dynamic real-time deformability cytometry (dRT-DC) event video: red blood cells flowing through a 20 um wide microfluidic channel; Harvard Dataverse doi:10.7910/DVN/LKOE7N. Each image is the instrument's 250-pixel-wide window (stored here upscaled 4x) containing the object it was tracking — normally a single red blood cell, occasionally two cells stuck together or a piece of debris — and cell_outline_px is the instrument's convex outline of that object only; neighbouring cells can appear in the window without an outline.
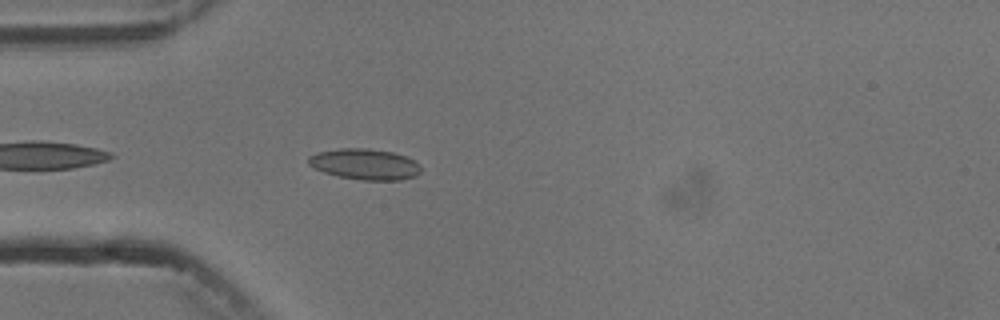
{"species": "common noctule bat (a hibernating species)", "species_latin": "Nyctalus noctula", "temperature_condition": "cold", "stored_images_in_passage": 4, "camera_frame_rate_fps": 3000, "um_per_image_px": 0.085, "animal": {"sex": "male", "body_mass_g": 13.3}, "frame": {"image": 1, "passage_image": 4, "time_ms": 3.667, "image_size_px": [1000, 320], "cell_outline_px": [[420, 172], [416, 176], [400, 180], [364, 180], [336, 176], [324, 172], [308, 164], [308, 156], [316, 152], [340, 148], [368, 148], [392, 152], [416, 160], [420, 164]], "centroid_in_image_um": [31.02, 13.95], "position_along_channel_um": 54.0, "area_um2": 20.35}}